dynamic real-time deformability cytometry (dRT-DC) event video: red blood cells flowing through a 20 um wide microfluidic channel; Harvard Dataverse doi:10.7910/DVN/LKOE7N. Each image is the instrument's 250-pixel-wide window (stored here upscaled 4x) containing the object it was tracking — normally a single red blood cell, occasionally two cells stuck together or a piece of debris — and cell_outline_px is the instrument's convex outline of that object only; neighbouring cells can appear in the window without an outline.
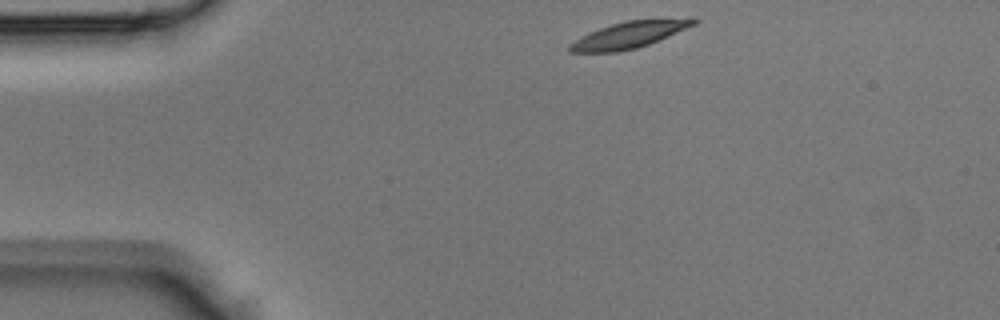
{"species": "Egyptian fruit bat (a non-hibernating species)", "species_latin": "Rousettus aegyptiacus", "temperature_condition": "room temperature", "stored_images_in_passage": 36, "camera_frame_rate_fps": 3000, "um_per_image_px": 0.085, "animal": {"sex": "male"}, "frame": {"image": 1, "passage_image": 1, "time_ms": 0.0, "image_size_px": [1000, 320], "cell_outline_px": [[700, 20], [696, 24], [648, 44], [636, 48], [616, 52], [568, 52], [568, 44], [600, 28], [612, 24], [628, 20], [692, 16], [696, 16]], "centroid_in_image_um": [53.6, 2.92], "position_along_channel_um": 31.4, "area_um2": 19.25}}
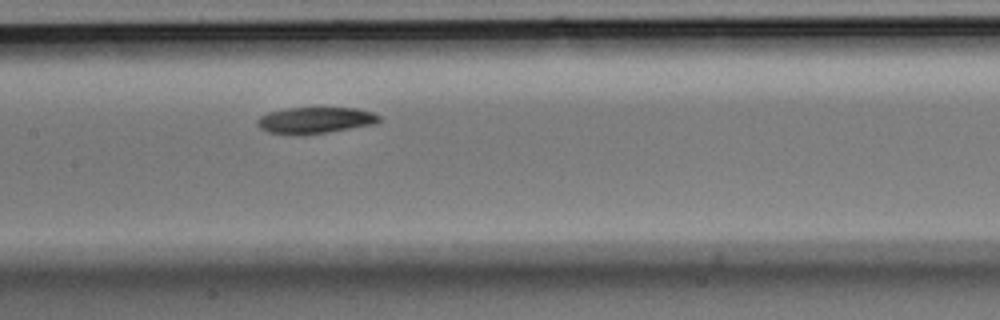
{"frame": {"image": 2, "passage_image": 14, "time_ms": 4.333, "image_size_px": [1000, 320], "cell_outline_px": [[380, 120], [372, 124], [324, 132], [268, 132], [260, 128], [256, 124], [256, 120], [260, 116], [268, 112], [288, 108], [356, 108], [372, 112], [380, 116]], "centroid_in_image_um": [26.78, 10.17], "position_along_channel_um": 180.6, "area_um2": 17.74}}
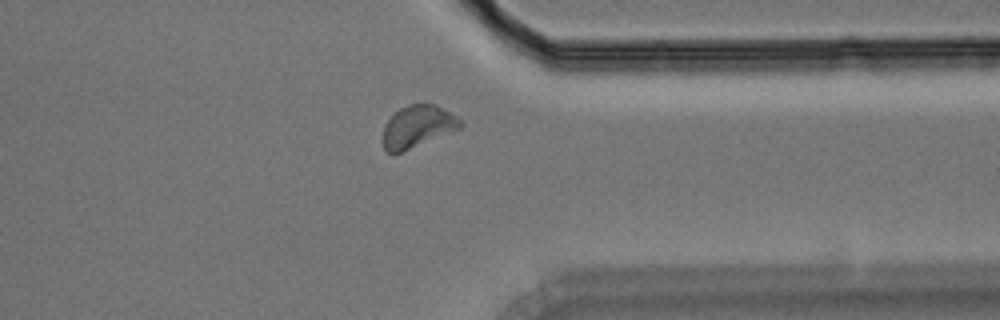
{"frame": {"image": 3, "passage_image": 27, "time_ms": 8.667, "image_size_px": [1000, 320], "cell_outline_px": [[464, 124], [460, 128], [392, 156], [384, 148], [384, 124], [400, 108], [408, 104], [436, 104], [464, 120]], "centroid_in_image_um": [35.52, 10.75], "position_along_channel_um": 375.9, "area_um2": 18.96}}